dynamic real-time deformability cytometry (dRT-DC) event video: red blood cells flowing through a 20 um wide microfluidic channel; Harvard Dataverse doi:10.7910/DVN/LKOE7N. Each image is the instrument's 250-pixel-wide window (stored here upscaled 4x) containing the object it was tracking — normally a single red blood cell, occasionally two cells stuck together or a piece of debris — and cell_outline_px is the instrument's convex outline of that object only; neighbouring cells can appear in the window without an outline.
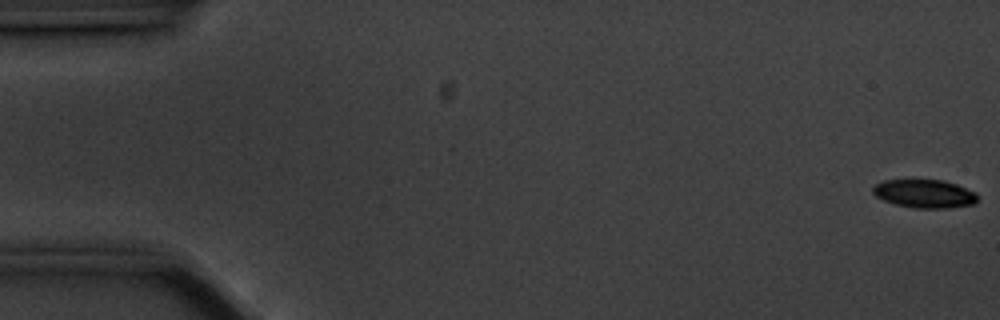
{"species": "common noctule bat (a hibernating species)", "species_latin": "Nyctalus noctula", "temperature_condition": "cold", "stored_images_in_passage": 57, "camera_frame_rate_fps": 3000, "um_per_image_px": 0.085, "animal": {"sex": "male", "body_mass_g": 20.1, "forearm_length_mm": 53.5}, "frame": {"image": 1, "passage_image": 1, "time_ms": 0.0, "image_size_px": [1000, 320], "cell_outline_px": [[976, 200], [972, 204], [948, 208], [916, 208], [896, 204], [884, 200], [876, 196], [872, 192], [872, 188], [876, 184], [884, 180], [912, 176], [944, 180], [956, 184], [976, 192]], "centroid_in_image_um": [78.53, 16.39], "position_along_channel_um": 6.5, "area_um2": 17.98}}
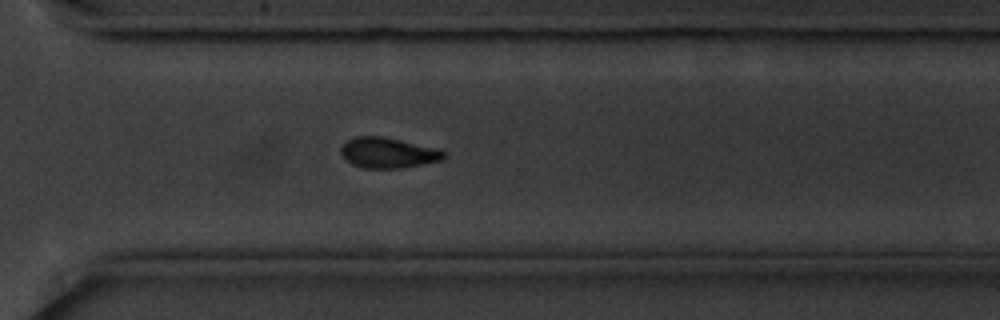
{"frame": {"image": 2, "passage_image": 41, "time_ms": 13.333, "image_size_px": [1000, 320], "cell_outline_px": [[444, 156], [440, 160], [424, 164], [400, 168], [364, 168], [352, 164], [340, 152], [340, 148], [348, 140], [356, 136], [384, 136], [436, 148], [444, 152]], "centroid_in_image_um": [32.96, 12.98], "position_along_channel_um": 337.6, "area_um2": 18.03}}
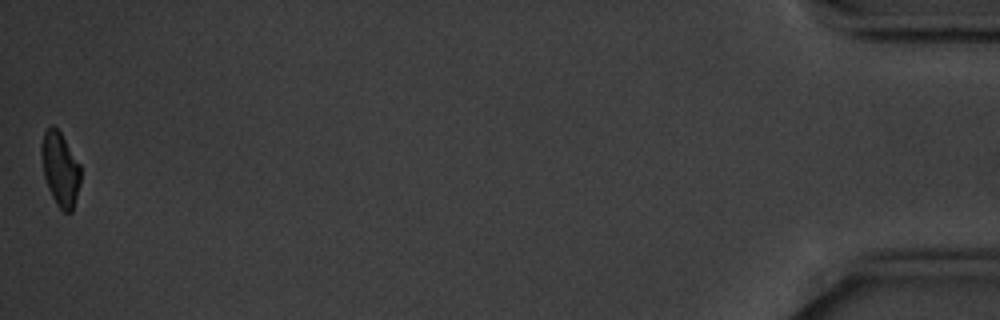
{"frame": {"image": 3, "passage_image": 57, "time_ms": 18.667, "image_size_px": [1000, 320], "cell_outline_px": [[80, 184], [72, 212], [64, 212], [56, 204], [48, 188], [44, 176], [40, 152], [40, 144], [44, 132], [52, 124], [60, 132], [80, 164]], "centroid_in_image_um": [5.1, 14.36], "position_along_channel_um": 430.1, "area_um2": 16.88}, "authors_computed_cell_mechanics": {"area_um2": 18.5538, "velocity_mm_per_s": 3.5246, "shape_relaxation_time_tau1_ms": 2.7588, "shape_relaxation_time_tau2_ms": null, "deformation_change_tau1": 0.1191, "deformation_change_tau2": null}}